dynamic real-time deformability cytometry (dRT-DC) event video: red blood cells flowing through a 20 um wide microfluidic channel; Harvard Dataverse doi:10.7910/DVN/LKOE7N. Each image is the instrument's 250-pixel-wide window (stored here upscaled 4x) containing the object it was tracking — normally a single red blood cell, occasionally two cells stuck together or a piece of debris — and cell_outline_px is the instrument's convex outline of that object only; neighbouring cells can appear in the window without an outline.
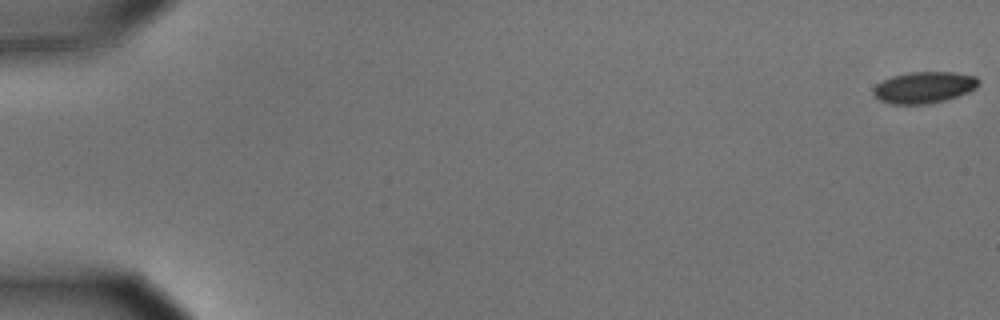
{"species": "common noctule bat (a hibernating species)", "species_latin": "Nyctalus noctula", "temperature_condition": "cold", "stored_images_in_passage": 51, "camera_frame_rate_fps": 3000, "um_per_image_px": 0.085, "animal": {"sex": "male", "body_mass_g": 15.6}, "frame": {"image": 1, "passage_image": 1, "time_ms": 0.0, "image_size_px": [1000, 320], "cell_outline_px": [[980, 84], [976, 88], [968, 92], [944, 100], [924, 104], [888, 104], [880, 100], [872, 92], [872, 88], [876, 84], [892, 76], [908, 72], [952, 72], [976, 76], [980, 80]], "centroid_in_image_um": [78.54, 7.42], "position_along_channel_um": 6.5, "area_um2": 19.31}}
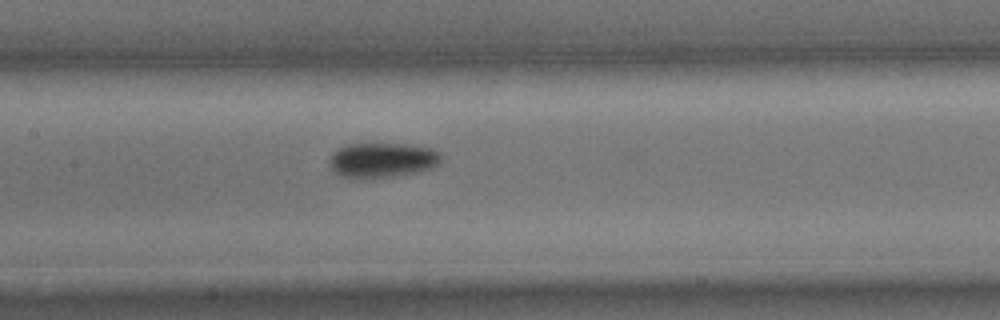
{"frame": {"image": 2, "passage_image": 29, "time_ms": 9.333, "image_size_px": [1000, 320], "cell_outline_px": [[440, 160], [432, 168], [420, 172], [392, 176], [340, 176], [328, 164], [328, 160], [332, 152], [336, 148], [344, 144], [404, 144], [432, 148], [440, 152]], "centroid_in_image_um": [32.48, 13.57], "position_along_channel_um": 174.9, "area_um2": 22.37}}
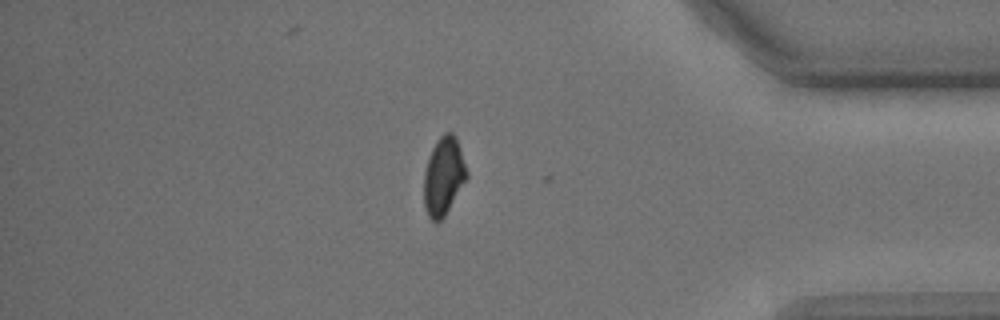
{"frame": {"image": 3, "passage_image": 50, "time_ms": 16.333, "image_size_px": [1000, 320], "cell_outline_px": [[468, 176], [444, 216], [440, 220], [432, 220], [428, 216], [424, 208], [424, 172], [432, 148], [436, 140], [444, 132], [452, 132], [456, 136], [468, 172]], "centroid_in_image_um": [37.7, 14.94], "position_along_channel_um": 397.5, "area_um2": 19.31}, "authors_computed_cell_mechanics": {"area_um2": 21.1548, "velocity_mm_per_s": 3.539, "shape_relaxation_time_tau1_ms": 2.109, "shape_relaxation_time_tau2_ms": null, "deformation_change_tau1": 0.095, "deformation_change_tau2": null}}